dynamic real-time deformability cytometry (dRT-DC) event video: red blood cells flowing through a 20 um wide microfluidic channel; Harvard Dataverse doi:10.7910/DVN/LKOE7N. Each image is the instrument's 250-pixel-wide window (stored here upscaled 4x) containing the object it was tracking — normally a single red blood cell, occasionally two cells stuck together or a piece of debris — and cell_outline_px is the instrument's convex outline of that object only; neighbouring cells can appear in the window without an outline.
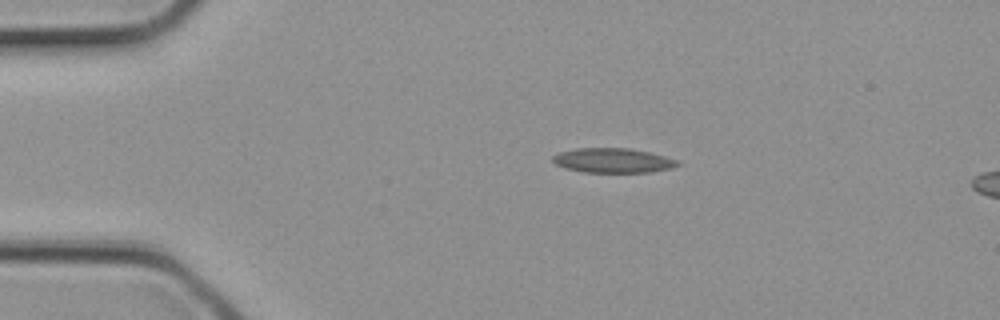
{"species": "common noctule bat (a hibernating species)", "species_latin": "Nyctalus noctula", "temperature_condition": "cold", "stored_images_in_passage": 8, "camera_frame_rate_fps": 3000, "um_per_image_px": 0.085, "animal": {"sex": "female", "body_mass_g": 21.9}, "frame": {"image": 1, "passage_image": 5, "time_ms": 1.333, "image_size_px": [1000, 320], "cell_outline_px": [[680, 164], [672, 168], [652, 172], [584, 172], [564, 168], [556, 164], [552, 160], [552, 156], [560, 152], [576, 148], [628, 148], [648, 152], [664, 156], [676, 160]], "centroid_in_image_um": [52.07, 13.64], "position_along_channel_um": 32.9, "area_um2": 17.8}}